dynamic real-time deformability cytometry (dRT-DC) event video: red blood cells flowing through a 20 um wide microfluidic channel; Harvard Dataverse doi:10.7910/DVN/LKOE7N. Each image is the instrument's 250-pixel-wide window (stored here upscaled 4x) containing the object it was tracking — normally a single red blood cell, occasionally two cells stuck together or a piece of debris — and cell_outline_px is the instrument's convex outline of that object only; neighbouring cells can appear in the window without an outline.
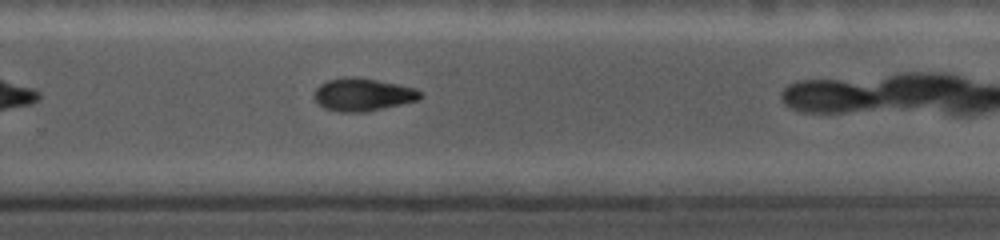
{"species": "common noctule bat (a hibernating species)", "species_latin": "Nyctalus noctula", "temperature_condition": "cold", "stored_images_in_passage": 19, "camera_frame_rate_fps": 5000, "um_per_image_px": 0.085, "animal": {"sex": "female", "body_mass_g": 19.0, "forearm_length_mm": 56.7}, "frame": {"image": 1, "passage_image": 16, "time_ms": 6.6, "image_size_px": [1000, 240], "cell_outline_px": [[424, 96], [420, 100], [384, 108], [364, 112], [340, 112], [324, 108], [316, 100], [316, 88], [320, 84], [328, 80], [348, 76], [356, 76], [416, 88], [424, 92]], "centroid_in_image_um": [30.91, 8.04], "position_along_channel_um": 298.9, "area_um2": 20.29}}